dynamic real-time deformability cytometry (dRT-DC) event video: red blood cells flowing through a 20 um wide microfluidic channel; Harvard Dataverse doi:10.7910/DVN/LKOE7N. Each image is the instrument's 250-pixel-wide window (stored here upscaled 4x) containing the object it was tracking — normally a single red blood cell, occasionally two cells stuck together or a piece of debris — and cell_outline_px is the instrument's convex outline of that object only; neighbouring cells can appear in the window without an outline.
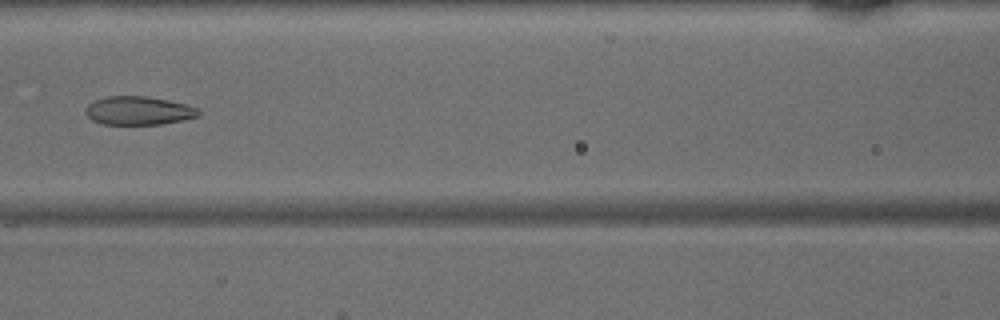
{"species": "common noctule bat (a hibernating species)", "species_latin": "Nyctalus noctula", "temperature_condition": "warm", "stored_images_in_passage": 47, "camera_frame_rate_fps": 3000, "um_per_image_px": 0.085, "animal": {"sex": "male", "body_mass_g": 15.6}, "frame": {"image": 1, "passage_image": 21, "time_ms": 6.667, "image_size_px": [1000, 320], "cell_outline_px": [[200, 116], [184, 120], [160, 124], [104, 124], [92, 120], [84, 112], [84, 108], [92, 100], [108, 96], [144, 96], [168, 100], [200, 108]], "centroid_in_image_um": [11.77, 9.4], "position_along_channel_um": 154.8, "area_um2": 18.9}}
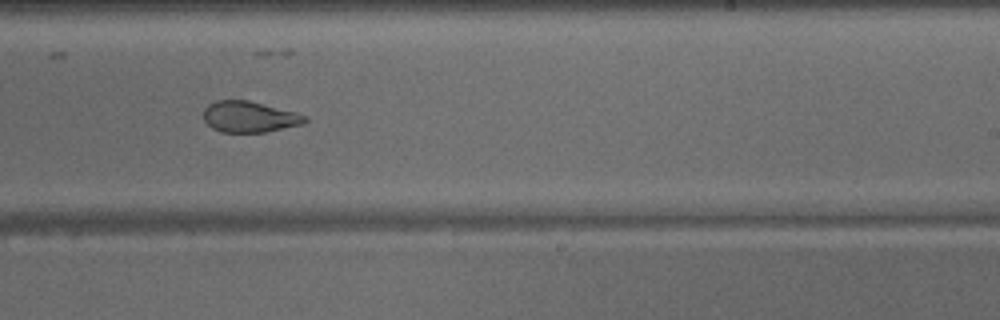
{"frame": {"image": 2, "passage_image": 29, "time_ms": 9.333, "image_size_px": [1000, 320], "cell_outline_px": [[308, 120], [304, 124], [264, 132], [220, 132], [212, 128], [204, 120], [204, 108], [208, 104], [216, 100], [248, 100], [296, 112], [308, 116]], "centroid_in_image_um": [21.21, 9.93], "position_along_channel_um": 267.8, "area_um2": 18.44}}
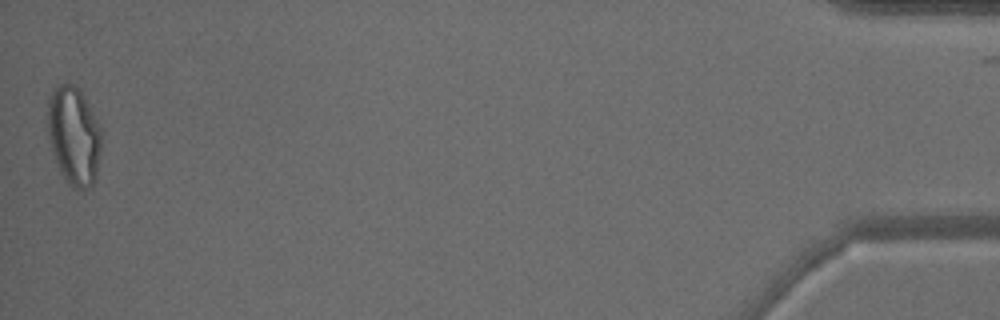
{"frame": {"image": 3, "passage_image": 47, "time_ms": 15.333, "image_size_px": [1000, 320], "cell_outline_px": [[100, 148], [96, 176], [92, 188], [80, 192], [76, 192], [68, 184], [60, 172], [52, 152], [48, 132], [48, 100], [52, 92], [60, 84], [68, 80], [80, 92], [88, 104], [100, 128]], "centroid_in_image_um": [6.27, 11.61], "position_along_channel_um": 428.9, "area_um2": 30.81}}